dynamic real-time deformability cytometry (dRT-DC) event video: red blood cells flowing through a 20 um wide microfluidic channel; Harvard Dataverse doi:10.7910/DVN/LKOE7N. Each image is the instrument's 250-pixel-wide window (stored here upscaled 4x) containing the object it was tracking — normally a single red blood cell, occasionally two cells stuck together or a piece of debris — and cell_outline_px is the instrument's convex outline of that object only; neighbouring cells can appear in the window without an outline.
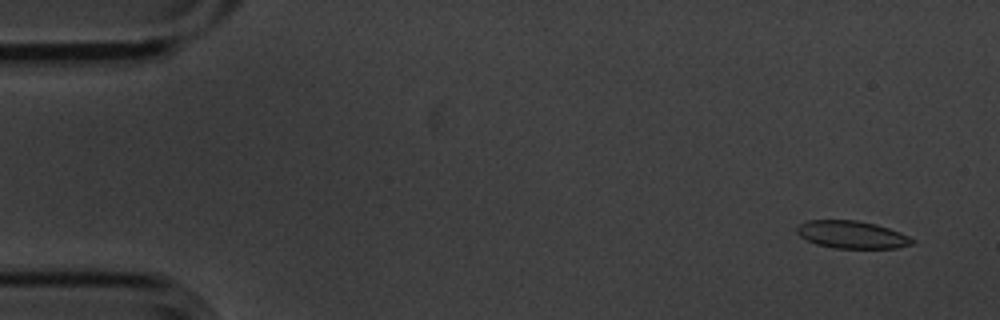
{"species": "common noctule bat (a hibernating species)", "species_latin": "Nyctalus noctula", "temperature_condition": "cold", "stored_images_in_passage": 8, "camera_frame_rate_fps": 3000, "um_per_image_px": 0.085, "animal": {"sex": "male", "body_mass_g": 20.1, "forearm_length_mm": 53.5}, "frame": {"image": 1, "passage_image": 1, "time_ms": 0.0, "image_size_px": [1000, 320], "cell_outline_px": [[916, 240], [912, 244], [896, 248], [832, 248], [816, 244], [800, 236], [796, 232], [796, 228], [800, 224], [808, 220], [856, 220], [876, 224], [900, 232]], "centroid_in_image_um": [72.41, 19.94], "position_along_channel_um": 12.6, "area_um2": 18.5}}
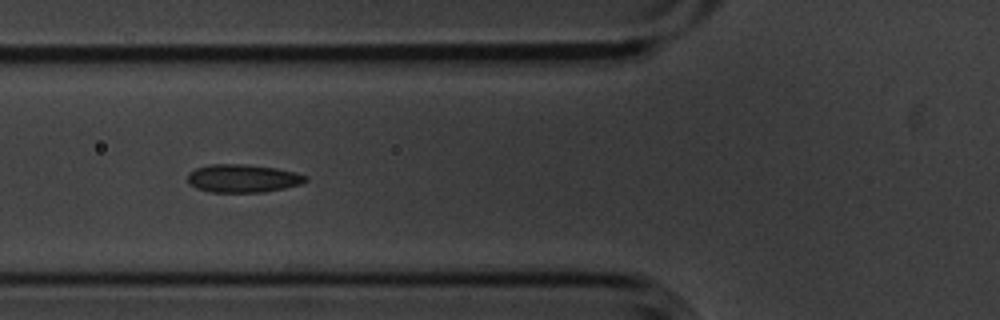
{"frame": {"image": 2, "passage_image": 6, "time_ms": 1.667, "image_size_px": [1000, 320], "cell_outline_px": [[308, 180], [304, 184], [264, 192], [212, 192], [196, 188], [188, 184], [188, 172], [196, 168], [212, 164], [244, 164], [276, 168], [296, 172], [308, 176]], "centroid_in_image_um": [20.67, 15.16], "position_along_channel_um": 105.1, "area_um2": 19.48}}
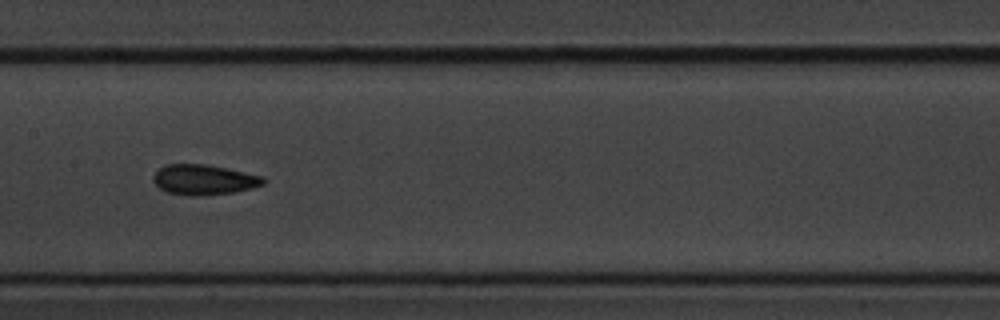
{"frame": {"image": 3, "passage_image": 8, "time_ms": 2.333, "image_size_px": [1000, 320], "cell_outline_px": [[264, 184], [252, 188], [232, 192], [200, 196], [188, 196], [168, 192], [160, 188], [152, 180], [152, 176], [164, 164], [208, 164], [228, 168], [260, 176], [264, 180]], "centroid_in_image_um": [17.29, 15.27], "position_along_channel_um": 190.1, "area_um2": 19.31}}